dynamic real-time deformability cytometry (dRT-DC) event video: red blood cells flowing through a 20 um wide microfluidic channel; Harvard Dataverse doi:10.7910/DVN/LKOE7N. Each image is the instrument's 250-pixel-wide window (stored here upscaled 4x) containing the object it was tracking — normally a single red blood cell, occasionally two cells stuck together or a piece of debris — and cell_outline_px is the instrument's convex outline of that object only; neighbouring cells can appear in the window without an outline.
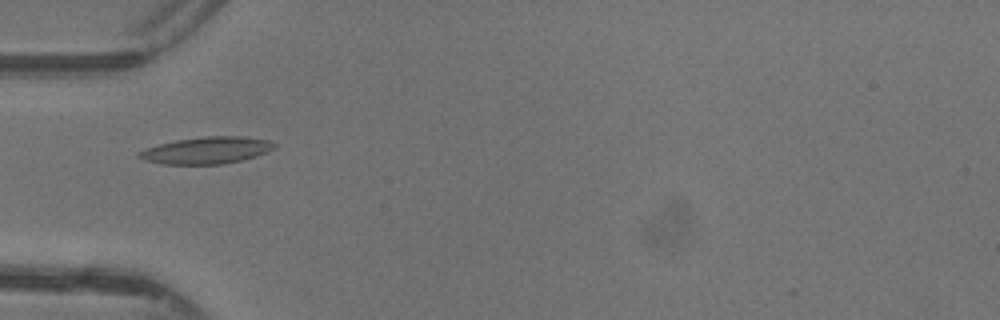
{"species": "common noctule bat (a hibernating species)", "species_latin": "Nyctalus noctula", "temperature_condition": "warm", "stored_images_in_passage": 33, "camera_frame_rate_fps": 3000, "um_per_image_px": 0.085, "animal": {"sex": "female"}, "frame": {"image": 1, "passage_image": 1, "time_ms": 0.0, "image_size_px": [1000, 320], "cell_outline_px": [[276, 148], [268, 152], [256, 156], [224, 164], [160, 164], [144, 160], [136, 156], [136, 152], [144, 148], [176, 140], [204, 136], [244, 136], [268, 140], [276, 144]], "centroid_in_image_um": [17.54, 12.77], "position_along_channel_um": 67.5, "area_um2": 21.39}}
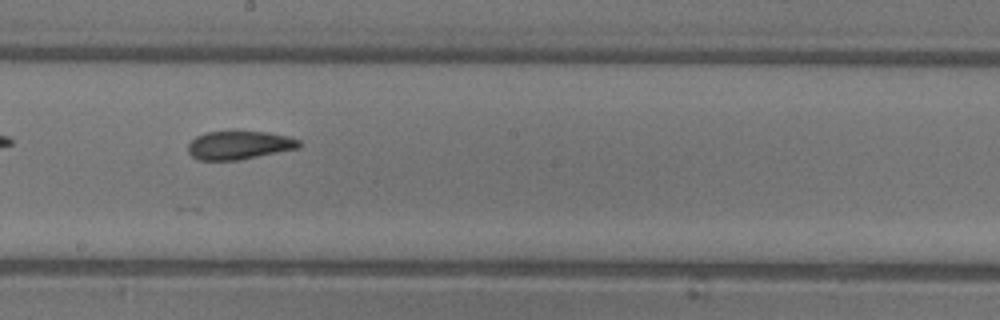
{"frame": {"image": 2, "passage_image": 12, "time_ms": 3.667, "image_size_px": [1000, 320], "cell_outline_px": [[300, 148], [240, 160], [196, 160], [188, 152], [188, 144], [196, 136], [204, 132], [236, 128], [268, 132], [288, 136], [300, 140]], "centroid_in_image_um": [20.32, 12.29], "position_along_channel_um": 227.9, "area_um2": 19.36}}
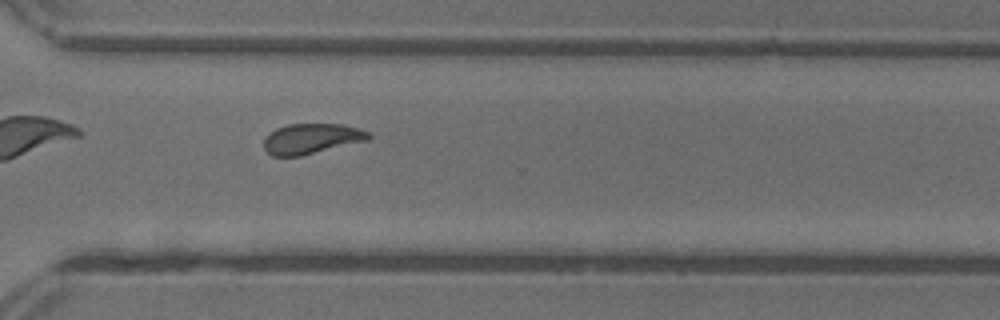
{"frame": {"image": 3, "passage_image": 20, "time_ms": 6.333, "image_size_px": [1000, 320], "cell_outline_px": [[372, 136], [368, 140], [300, 156], [272, 156], [264, 148], [264, 140], [276, 128], [288, 124], [340, 124], [360, 128], [368, 132]], "centroid_in_image_um": [26.5, 11.78], "position_along_channel_um": 344.1, "area_um2": 18.32}, "authors_computed_cell_mechanics": {"area_um2": 18.6694, "velocity_mm_per_s": 4.372, "shape_relaxation_time_tau1_ms": 4.5082, "shape_relaxation_time_tau2_ms": 1.8371, "deformation_change_tau1": 0.1551, "deformation_change_tau2": 0.0899}}